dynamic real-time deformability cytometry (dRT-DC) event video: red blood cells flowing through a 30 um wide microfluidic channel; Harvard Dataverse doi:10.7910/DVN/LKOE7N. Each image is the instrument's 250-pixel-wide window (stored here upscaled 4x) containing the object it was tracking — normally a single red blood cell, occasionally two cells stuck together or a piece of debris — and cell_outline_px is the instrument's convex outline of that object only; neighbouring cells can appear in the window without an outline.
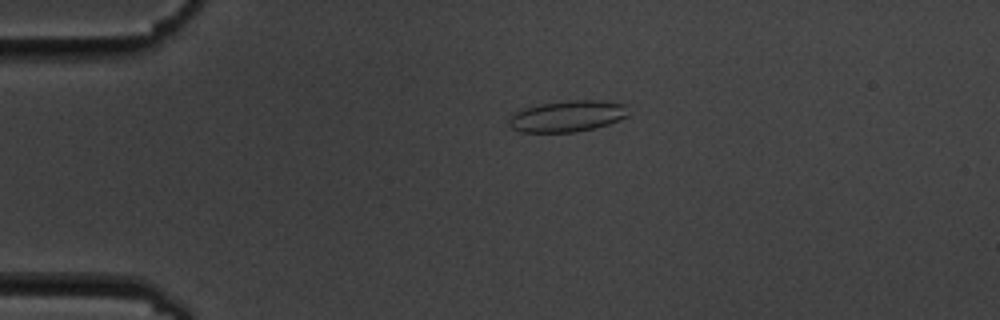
{"species": "common noctule bat (a hibernating species)", "species_latin": "Nyctalus noctula", "temperature_condition": "cold", "stored_images_in_passage": 8, "camera_frame_rate_fps": 3000, "um_per_image_px": 0.085, "animal": {"sex": "male", "body_mass_g": 19.5, "forearm_length_mm": 54.6}, "frame": {"image": 1, "passage_image": 4, "time_ms": 3.333, "image_size_px": [1000, 320], "cell_outline_px": [[628, 116], [608, 124], [596, 128], [576, 132], [520, 132], [512, 128], [508, 124], [508, 120], [520, 108], [540, 104], [568, 100], [600, 100], [628, 104]], "centroid_in_image_um": [48.25, 9.87], "position_along_channel_um": 36.8, "area_um2": 22.02}}
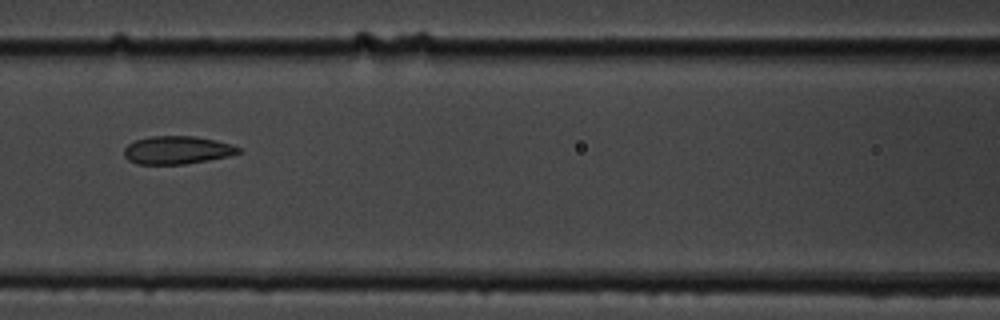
{"frame": {"image": 2, "passage_image": 8, "time_ms": 7.667, "image_size_px": [1000, 320], "cell_outline_px": [[244, 152], [228, 156], [208, 160], [184, 164], [136, 164], [128, 160], [124, 156], [124, 148], [128, 144], [136, 140], [152, 136], [196, 136], [216, 140], [232, 144], [240, 148]], "centroid_in_image_um": [15.07, 12.75], "position_along_channel_um": 151.5, "area_um2": 18.79}}